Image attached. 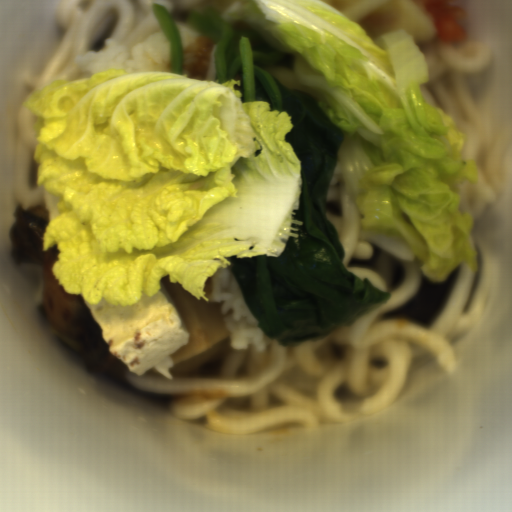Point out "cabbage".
<instances>
[{
  "instance_id": "cabbage-1",
  "label": "cabbage",
  "mask_w": 512,
  "mask_h": 512,
  "mask_svg": "<svg viewBox=\"0 0 512 512\" xmlns=\"http://www.w3.org/2000/svg\"><path fill=\"white\" fill-rule=\"evenodd\" d=\"M241 80L110 67L36 90L35 185L61 210L42 235L64 292L125 307L179 283L198 301L227 258L282 257L304 222L289 112Z\"/></svg>"
},
{
  "instance_id": "cabbage-2",
  "label": "cabbage",
  "mask_w": 512,
  "mask_h": 512,
  "mask_svg": "<svg viewBox=\"0 0 512 512\" xmlns=\"http://www.w3.org/2000/svg\"><path fill=\"white\" fill-rule=\"evenodd\" d=\"M229 20L293 54L296 79L342 135L338 161L361 228L406 243L434 284L463 264L480 271L460 198L479 172L451 117L424 99L429 64L413 36L370 38L323 0H254Z\"/></svg>"
}]
</instances>
